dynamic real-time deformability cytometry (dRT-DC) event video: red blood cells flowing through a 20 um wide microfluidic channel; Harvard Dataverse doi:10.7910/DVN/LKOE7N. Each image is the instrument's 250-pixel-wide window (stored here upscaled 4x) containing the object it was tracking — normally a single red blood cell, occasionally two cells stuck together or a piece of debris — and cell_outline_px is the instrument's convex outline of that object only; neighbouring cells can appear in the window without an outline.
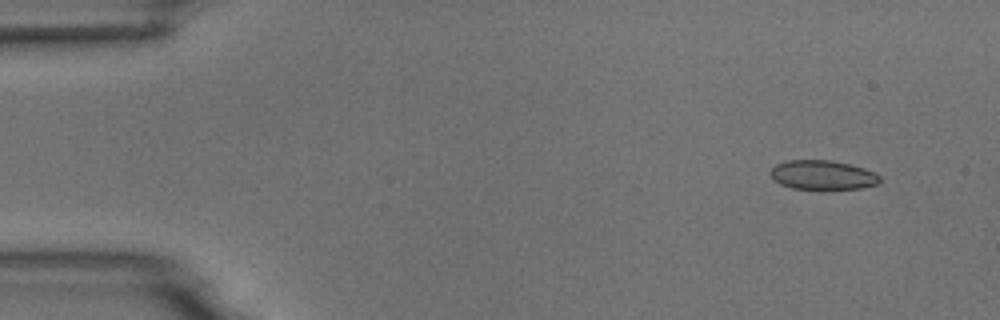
{"species": "common noctule bat (a hibernating species)", "species_latin": "Nyctalus noctula", "temperature_condition": "room temperature", "stored_images_in_passage": 11, "camera_frame_rate_fps": 3000, "um_per_image_px": 0.085, "animal": {"sex": "male", "body_mass_g": 18.8}, "frame": {"image": 1, "passage_image": 2, "time_ms": 1.333, "image_size_px": [1000, 320], "cell_outline_px": [[880, 180], [876, 184], [860, 188], [792, 188], [780, 184], [772, 180], [768, 172], [776, 164], [784, 160], [832, 160], [864, 168], [876, 172], [880, 176]], "centroid_in_image_um": [69.87, 14.85], "position_along_channel_um": 15.1, "area_um2": 18.61}}
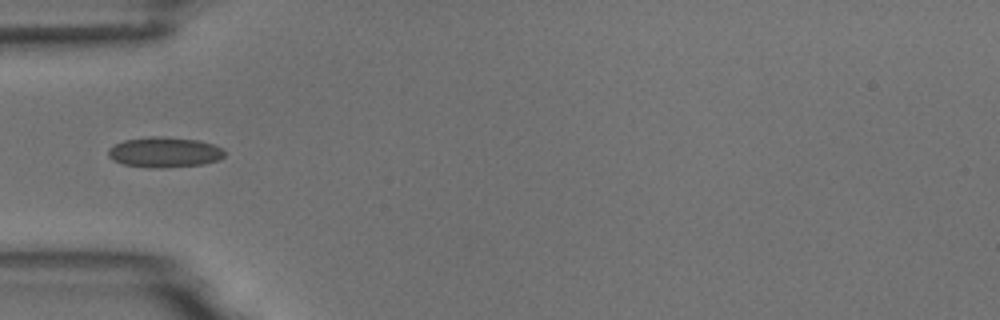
{"frame": {"image": 2, "passage_image": 5, "time_ms": 5.667, "image_size_px": [1000, 320], "cell_outline_px": [[224, 156], [216, 160], [204, 164], [164, 168], [148, 168], [124, 164], [112, 160], [108, 156], [108, 148], [124, 140], [152, 136], [164, 136], [200, 140], [224, 148]], "centroid_in_image_um": [13.98, 12.94], "position_along_channel_um": 71.0, "area_um2": 20.75}}
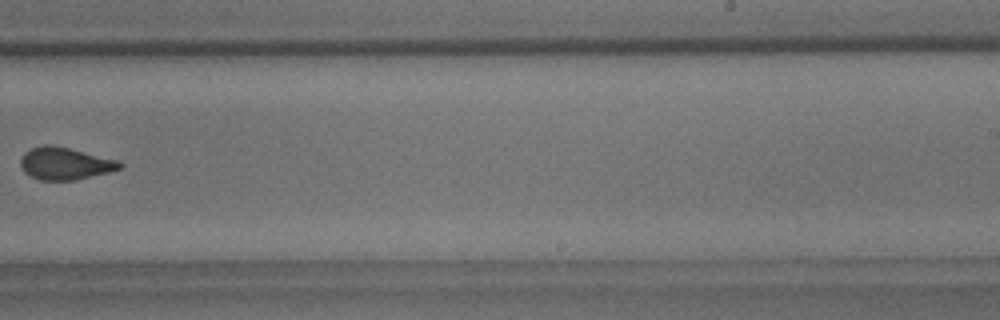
{"frame": {"image": 3, "passage_image": 10, "time_ms": 11.333, "image_size_px": [1000, 320], "cell_outline_px": [[124, 168], [76, 180], [40, 180], [24, 172], [20, 164], [20, 160], [24, 152], [32, 148], [44, 144], [48, 144], [68, 148], [116, 160], [124, 164]], "centroid_in_image_um": [5.51, 13.9], "position_along_channel_um": 283.5, "area_um2": 18.5}}